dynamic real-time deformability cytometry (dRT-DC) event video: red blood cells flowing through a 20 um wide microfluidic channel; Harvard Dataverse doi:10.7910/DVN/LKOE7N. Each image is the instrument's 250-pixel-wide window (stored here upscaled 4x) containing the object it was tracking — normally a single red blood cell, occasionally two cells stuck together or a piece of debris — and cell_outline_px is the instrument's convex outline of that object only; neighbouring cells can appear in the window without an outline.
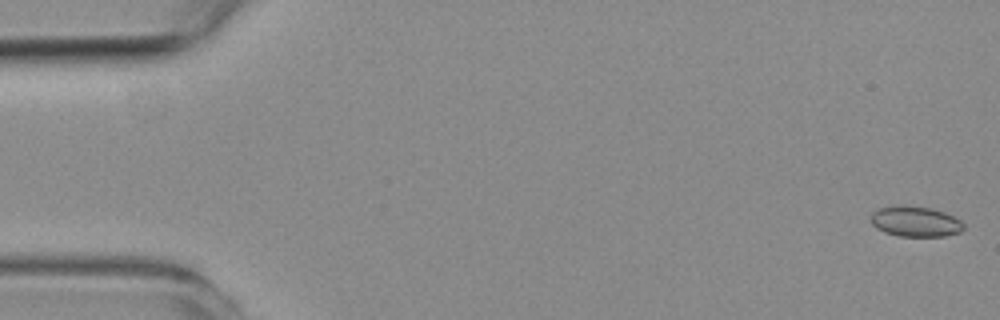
{"species": "common noctule bat (a hibernating species)", "species_latin": "Nyctalus noctula", "temperature_condition": "room temperature", "stored_images_in_passage": 26, "camera_frame_rate_fps": 3000, "um_per_image_px": 0.085, "animal": {"sex": "female", "body_mass_g": 19.3, "forearm_length_mm": 54.1}, "frame": {"image": 1, "passage_image": 1, "time_ms": 0.0, "image_size_px": [1000, 320], "cell_outline_px": [[964, 228], [960, 232], [944, 236], [900, 236], [884, 232], [876, 228], [872, 224], [872, 212], [880, 208], [896, 204], [904, 204], [932, 208], [944, 212], [960, 220], [964, 224]], "centroid_in_image_um": [77.8, 18.81], "position_along_channel_um": 7.2, "area_um2": 16.59}}
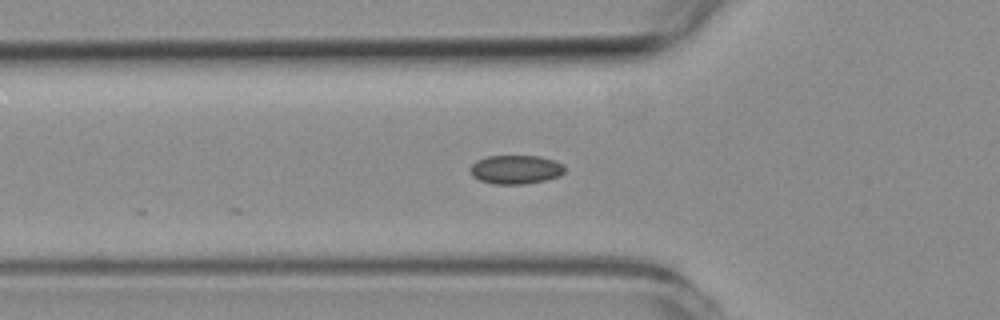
{"frame": {"image": 2, "passage_image": 19, "time_ms": 6.0, "image_size_px": [1000, 320], "cell_outline_px": [[564, 172], [560, 176], [544, 180], [524, 184], [492, 184], [480, 180], [472, 176], [468, 172], [468, 168], [476, 160], [488, 156], [540, 156], [564, 164]], "centroid_in_image_um": [43.79, 14.41], "position_along_channel_um": 82.0, "area_um2": 16.01}}
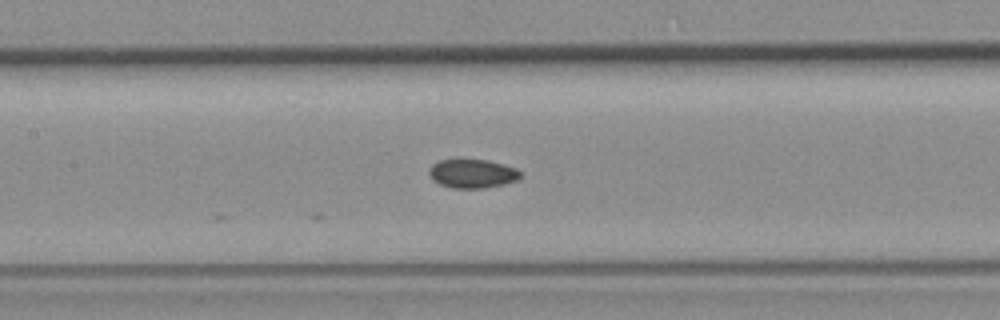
{"frame": {"image": 3, "passage_image": 26, "time_ms": 8.333, "image_size_px": [1000, 320], "cell_outline_px": [[524, 172], [516, 180], [504, 184], [484, 188], [452, 188], [440, 184], [432, 180], [428, 176], [428, 168], [432, 164], [440, 160], [488, 160], [516, 168]], "centroid_in_image_um": [40.13, 14.76], "position_along_channel_um": 167.3, "area_um2": 15.43}}